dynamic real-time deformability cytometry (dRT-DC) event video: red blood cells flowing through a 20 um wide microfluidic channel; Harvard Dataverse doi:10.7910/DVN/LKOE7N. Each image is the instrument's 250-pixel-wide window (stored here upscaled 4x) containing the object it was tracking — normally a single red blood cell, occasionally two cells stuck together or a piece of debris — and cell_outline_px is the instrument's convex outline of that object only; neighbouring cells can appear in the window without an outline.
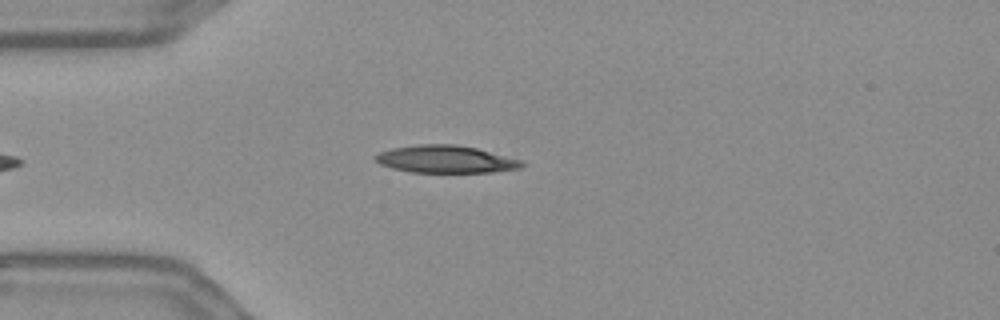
{"species": "Egyptian fruit bat (a non-hibernating species)", "species_latin": "Rousettus aegyptiacus", "temperature_condition": "warm", "stored_images_in_passage": 30, "camera_frame_rate_fps": 3000, "um_per_image_px": 0.085, "frame": {"image": 1, "passage_image": 2, "time_ms": 0.333, "image_size_px": [1000, 320], "cell_outline_px": [[528, 164], [520, 168], [492, 172], [408, 172], [392, 168], [380, 164], [372, 156], [380, 152], [392, 148], [416, 144], [456, 144], [476, 148], [524, 160]], "centroid_in_image_um": [37.91, 13.53], "position_along_channel_um": 47.1, "area_um2": 23.64}}
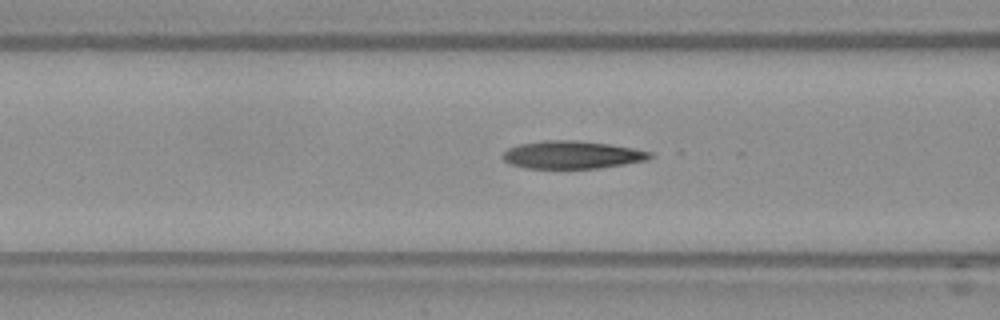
{"frame": {"image": 2, "passage_image": 9, "time_ms": 2.667, "image_size_px": [1000, 320], "cell_outline_px": [[656, 156], [648, 160], [624, 164], [596, 168], [524, 168], [512, 164], [504, 160], [500, 156], [508, 148], [520, 144], [544, 140], [572, 140], [608, 144], [632, 148], [652, 152]], "centroid_in_image_um": [48.63, 13.16], "position_along_channel_um": 118.0, "area_um2": 23.76}}
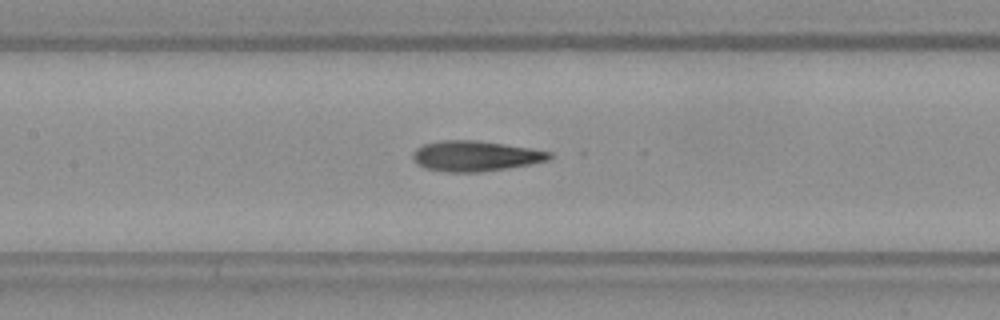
{"frame": {"image": 3, "passage_image": 13, "time_ms": 4.0, "image_size_px": [1000, 320], "cell_outline_px": [[552, 156], [548, 160], [532, 164], [508, 168], [480, 172], [444, 172], [424, 168], [416, 164], [412, 160], [412, 152], [416, 148], [424, 144], [440, 140], [476, 140], [504, 144], [552, 152]], "centroid_in_image_um": [40.35, 13.27], "position_along_channel_um": 167.0, "area_um2": 24.39}, "authors_computed_cell_mechanics": {"area_um2": 24.1026, "velocity_mm_per_s": 3.6448, "shape_relaxation_time_tau1_ms": 5.5853, "shape_relaxation_time_tau2_ms": 2.5474, "deformation_change_tau1": 0.23, "deformation_change_tau2": 0.1124}}